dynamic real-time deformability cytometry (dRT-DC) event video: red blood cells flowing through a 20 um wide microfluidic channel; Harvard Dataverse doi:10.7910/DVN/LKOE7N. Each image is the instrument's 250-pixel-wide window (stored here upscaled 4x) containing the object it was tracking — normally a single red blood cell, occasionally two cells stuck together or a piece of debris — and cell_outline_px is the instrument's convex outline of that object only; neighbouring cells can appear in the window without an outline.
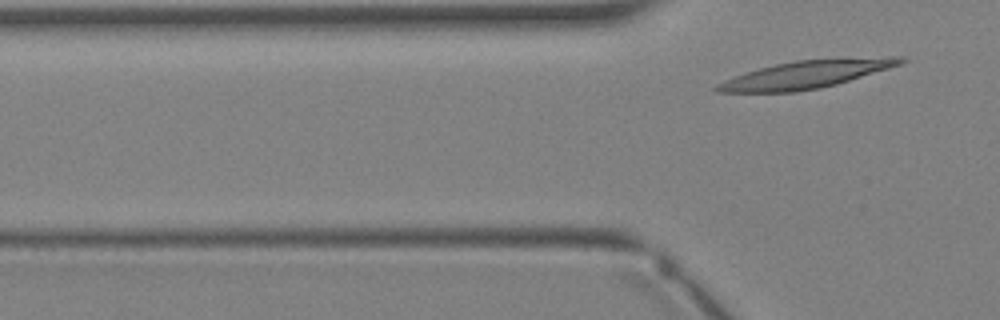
{"species": "Egyptian fruit bat (a non-hibernating species)", "species_latin": "Rousettus aegyptiacus", "temperature_condition": "warm", "stored_images_in_passage": 5, "segment_of_instrument_passage": [2, 2], "camera_frame_rate_fps": 3000, "um_per_image_px": 0.085, "animal": {"sex": "female"}, "frame": {"image": 1, "passage_image": 5, "time_ms": 5.0, "image_size_px": [1000, 320], "cell_outline_px": [[908, 60], [900, 64], [888, 68], [836, 84], [820, 88], [796, 92], [716, 92], [712, 88], [716, 84], [724, 80], [744, 72], [776, 64], [796, 60], [892, 56], [904, 56]], "centroid_in_image_um": [68.49, 6.33], "position_along_channel_um": 57.3, "area_um2": 29.54}}